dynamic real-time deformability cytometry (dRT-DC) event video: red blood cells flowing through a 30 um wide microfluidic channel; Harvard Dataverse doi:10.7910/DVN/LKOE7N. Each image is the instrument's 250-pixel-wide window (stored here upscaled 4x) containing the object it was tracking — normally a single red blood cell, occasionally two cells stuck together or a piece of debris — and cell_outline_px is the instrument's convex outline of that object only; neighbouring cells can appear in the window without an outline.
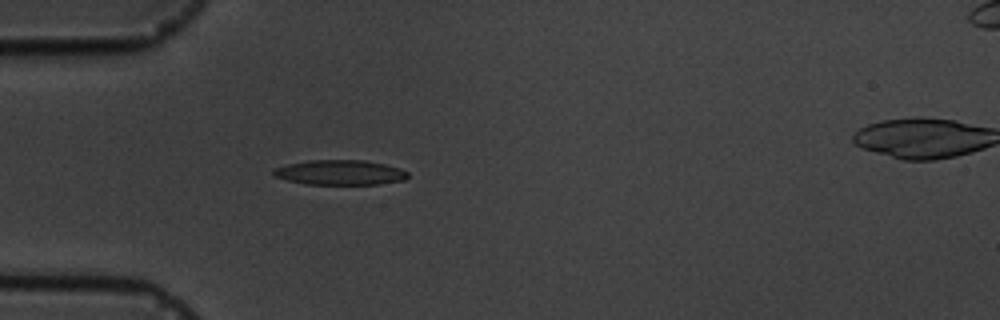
{"species": "common noctule bat (a hibernating species)", "species_latin": "Nyctalus noctula", "temperature_condition": "cold", "stored_images_in_passage": 6, "camera_frame_rate_fps": 3000, "um_per_image_px": 0.085, "animal": {"sex": "male", "body_mass_g": 19.5, "forearm_length_mm": 54.6}, "frame": {"image": 1, "passage_image": 5, "time_ms": 4.667, "image_size_px": [1000, 320], "cell_outline_px": [[408, 176], [404, 180], [380, 184], [304, 184], [288, 180], [276, 176], [272, 172], [272, 168], [288, 164], [308, 160], [364, 160], [384, 164], [400, 168], [408, 172]], "centroid_in_image_um": [28.9, 14.66], "position_along_channel_um": 56.1, "area_um2": 19.48}}